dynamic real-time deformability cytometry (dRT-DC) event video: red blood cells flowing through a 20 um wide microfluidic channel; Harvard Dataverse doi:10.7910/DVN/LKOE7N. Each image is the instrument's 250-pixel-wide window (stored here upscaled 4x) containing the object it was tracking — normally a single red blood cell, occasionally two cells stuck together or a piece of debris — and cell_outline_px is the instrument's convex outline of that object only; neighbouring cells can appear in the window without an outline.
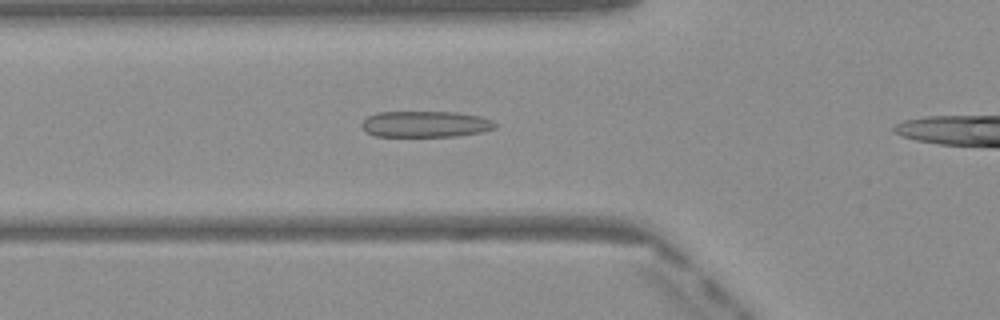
{"species": "Egyptian fruit bat (a non-hibernating species)", "species_latin": "Rousettus aegyptiacus", "temperature_condition": "warm", "stored_images_in_passage": 33, "camera_frame_rate_fps": 3000, "um_per_image_px": 0.085, "frame": {"image": 1, "passage_image": 8, "time_ms": 2.333, "image_size_px": [1000, 320], "cell_outline_px": [[496, 128], [480, 132], [456, 136], [376, 136], [364, 132], [360, 124], [368, 116], [376, 112], [456, 112], [480, 116], [492, 120], [496, 124]], "centroid_in_image_um": [36.13, 10.55], "position_along_channel_um": 89.7, "area_um2": 20.4}}
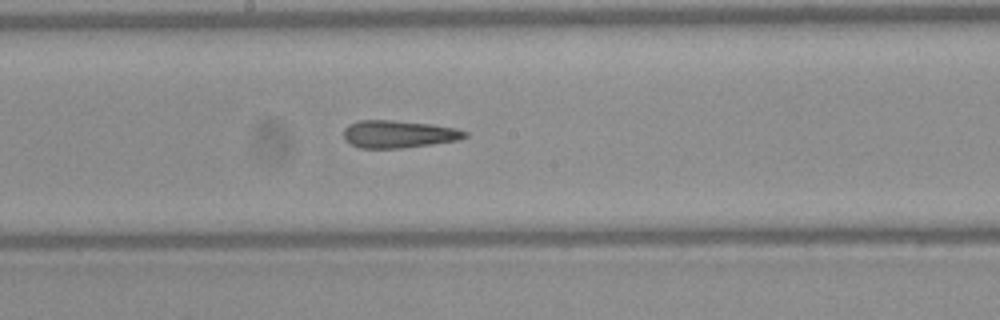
{"frame": {"image": 2, "passage_image": 17, "time_ms": 5.333, "image_size_px": [1000, 320], "cell_outline_px": [[468, 136], [460, 140], [404, 148], [360, 148], [352, 144], [344, 136], [344, 128], [348, 124], [360, 120], [392, 120], [432, 124], [456, 128], [468, 132]], "centroid_in_image_um": [33.92, 11.39], "position_along_channel_um": 214.3, "area_um2": 19.48}}
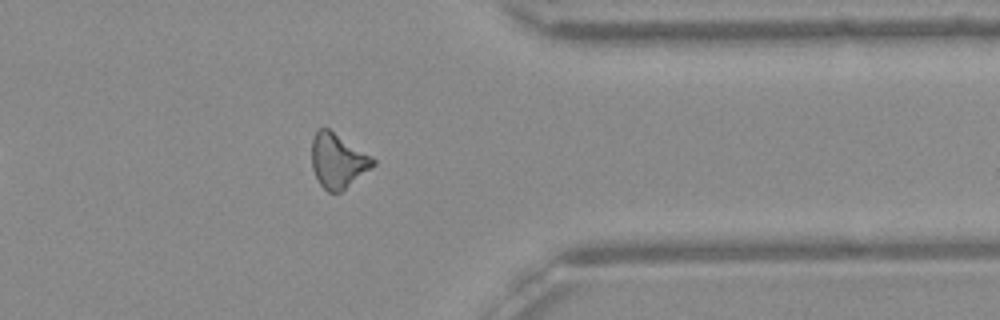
{"frame": {"image": 3, "passage_image": 30, "time_ms": 9.667, "image_size_px": [1000, 320], "cell_outline_px": [[376, 164], [340, 192], [328, 192], [320, 184], [312, 168], [312, 140], [316, 132], [320, 128], [328, 128], [372, 156], [376, 160]], "centroid_in_image_um": [28.72, 13.66], "position_along_channel_um": 382.7, "area_um2": 19.19}}